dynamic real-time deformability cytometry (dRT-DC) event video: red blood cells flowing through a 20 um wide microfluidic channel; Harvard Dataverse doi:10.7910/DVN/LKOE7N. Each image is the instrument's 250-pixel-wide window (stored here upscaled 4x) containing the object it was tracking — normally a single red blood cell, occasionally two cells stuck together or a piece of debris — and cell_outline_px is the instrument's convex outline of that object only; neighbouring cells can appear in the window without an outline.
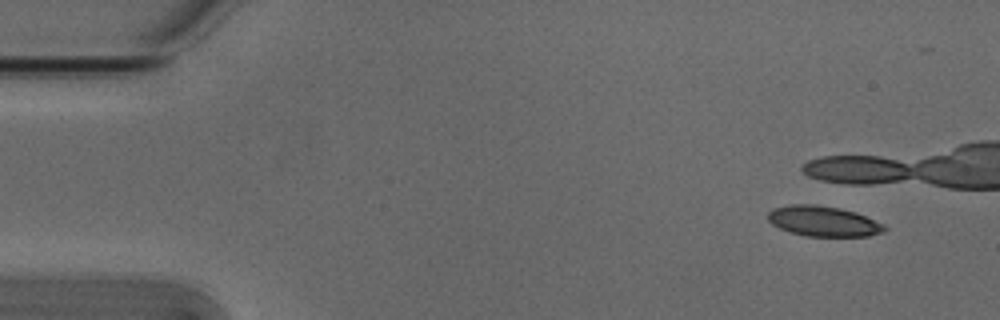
{"species": "Egyptian fruit bat (a non-hibernating species)", "species_latin": "Rousettus aegyptiacus", "temperature_condition": "cold", "stored_images_in_passage": 39, "camera_frame_rate_fps": 3000, "um_per_image_px": 0.085, "animal": {"sex": "male"}, "frame": {"image": 1, "passage_image": 1, "time_ms": 0.0, "image_size_px": [1000, 320], "cell_outline_px": [[888, 228], [884, 232], [868, 236], [808, 236], [792, 232], [780, 228], [772, 224], [768, 220], [768, 212], [772, 208], [792, 204], [816, 204], [840, 208], [856, 212], [884, 224]], "centroid_in_image_um": [70.0, 18.79], "position_along_channel_um": 15.0, "area_um2": 20.63}}